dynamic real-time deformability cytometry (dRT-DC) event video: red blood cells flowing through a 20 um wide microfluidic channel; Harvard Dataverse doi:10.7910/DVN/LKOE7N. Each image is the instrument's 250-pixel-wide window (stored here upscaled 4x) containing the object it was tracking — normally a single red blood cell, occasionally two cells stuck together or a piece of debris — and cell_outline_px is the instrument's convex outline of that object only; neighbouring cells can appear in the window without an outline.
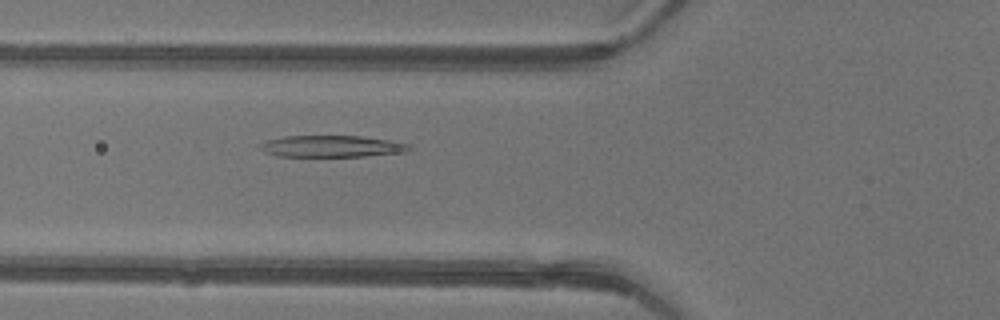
{"species": "common noctule bat (a hibernating species)", "species_latin": "Nyctalus noctula", "temperature_condition": "warm", "stored_images_in_passage": 47, "camera_frame_rate_fps": 3000, "um_per_image_px": 0.085, "animal": {"sex": "female"}, "frame": {"image": 1, "passage_image": 18, "time_ms": 5.667, "image_size_px": [1000, 320], "cell_outline_px": [[412, 148], [408, 152], [368, 156], [276, 156], [264, 152], [260, 148], [260, 144], [268, 140], [284, 136], [360, 136], [388, 140], [408, 144]], "centroid_in_image_um": [28.22, 12.44], "position_along_channel_um": 97.6, "area_um2": 18.73}}
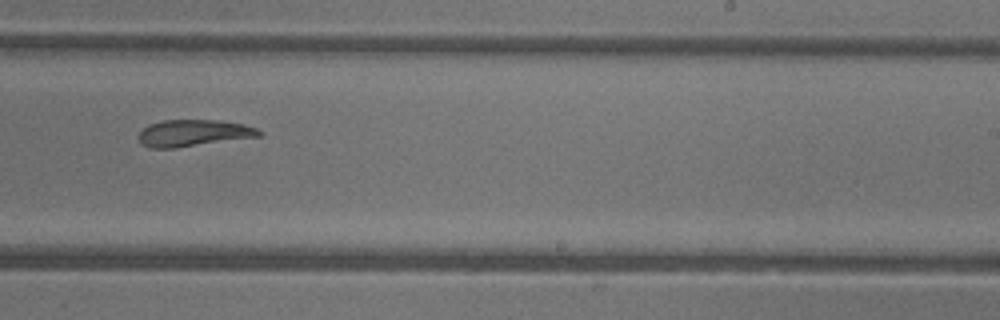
{"frame": {"image": 2, "passage_image": 30, "time_ms": 9.667, "image_size_px": [1000, 320], "cell_outline_px": [[264, 132], [260, 136], [176, 148], [148, 148], [140, 144], [140, 132], [148, 124], [164, 120], [216, 120], [244, 124], [256, 128]], "centroid_in_image_um": [16.44, 11.31], "position_along_channel_um": 272.6, "area_um2": 18.73}}
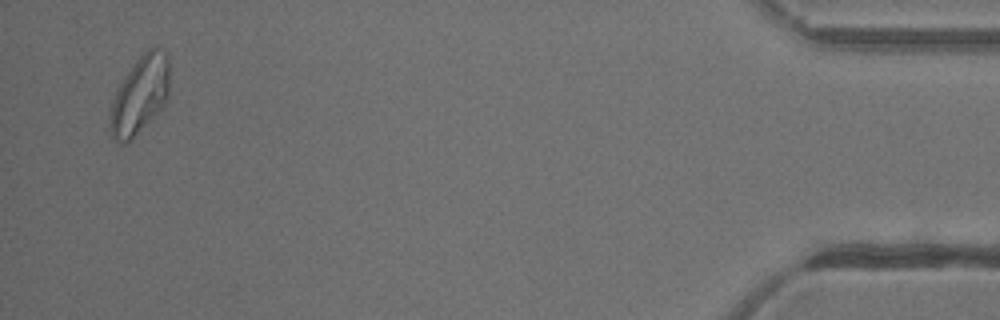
{"frame": {"image": 3, "passage_image": 46, "time_ms": 15.0, "image_size_px": [1000, 320], "cell_outline_px": [[168, 96], [164, 104], [132, 140], [128, 144], [120, 144], [112, 136], [108, 128], [108, 116], [112, 100], [116, 88], [132, 64], [148, 48], [156, 48], [164, 52], [168, 56]], "centroid_in_image_um": [11.82, 8.12], "position_along_channel_um": 423.4, "area_um2": 27.11}}